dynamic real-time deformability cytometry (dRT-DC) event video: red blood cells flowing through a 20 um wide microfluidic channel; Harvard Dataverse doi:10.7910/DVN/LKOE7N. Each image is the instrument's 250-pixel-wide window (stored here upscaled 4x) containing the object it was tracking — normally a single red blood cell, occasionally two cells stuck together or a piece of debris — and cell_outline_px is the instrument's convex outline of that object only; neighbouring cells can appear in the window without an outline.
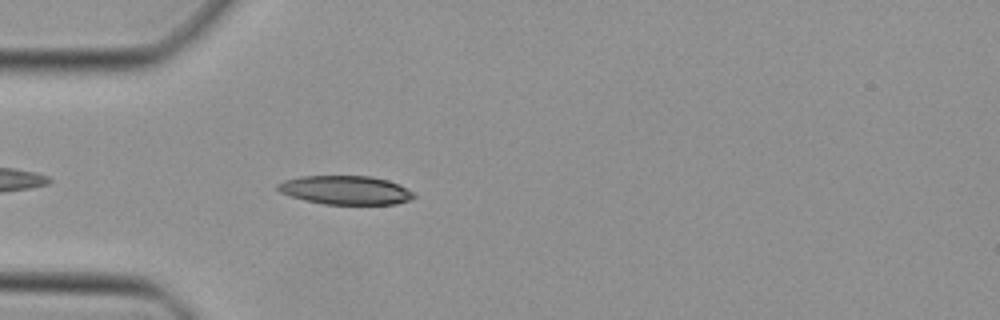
{"species": "Egyptian fruit bat (a non-hibernating species)", "species_latin": "Rousettus aegyptiacus", "temperature_condition": "cold", "stored_images_in_passage": 34, "camera_frame_rate_fps": 3000, "um_per_image_px": 0.085, "animal": {"sex": "female"}, "frame": {"image": 1, "passage_image": 3, "time_ms": 0.667, "image_size_px": [1000, 320], "cell_outline_px": [[416, 196], [408, 200], [396, 204], [324, 204], [304, 200], [280, 192], [276, 188], [276, 184], [284, 180], [300, 176], [372, 176], [388, 180], [400, 184], [412, 192]], "centroid_in_image_um": [29.36, 16.15], "position_along_channel_um": 55.6, "area_um2": 22.83}}
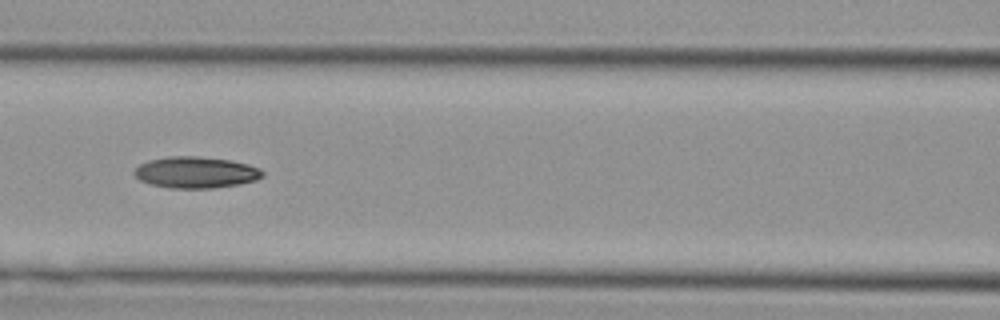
{"frame": {"image": 2, "passage_image": 10, "time_ms": 3.0, "image_size_px": [1000, 320], "cell_outline_px": [[264, 176], [256, 180], [240, 184], [212, 188], [168, 188], [148, 184], [140, 180], [132, 172], [140, 164], [148, 160], [168, 156], [196, 156], [228, 160], [248, 164], [260, 168], [264, 172]], "centroid_in_image_um": [16.63, 14.66], "position_along_channel_um": 150.0, "area_um2": 23.58}}
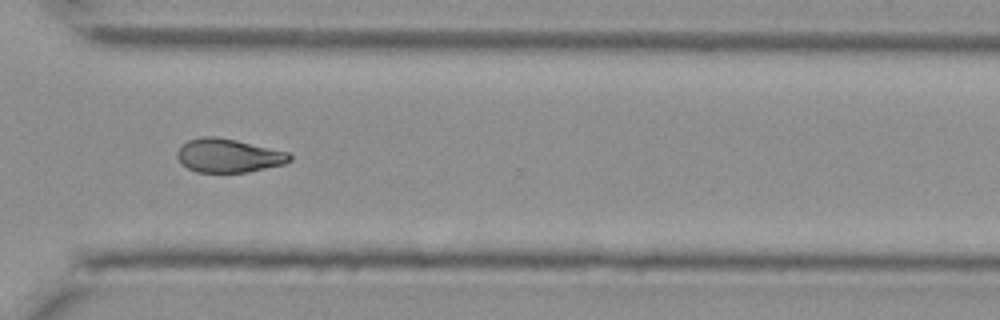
{"frame": {"image": 3, "passage_image": 24, "time_ms": 7.667, "image_size_px": [1000, 320], "cell_outline_px": [[292, 160], [284, 164], [248, 172], [196, 172], [188, 168], [176, 156], [176, 152], [188, 140], [200, 136], [216, 136], [236, 140], [288, 152], [292, 156]], "centroid_in_image_um": [19.43, 13.22], "position_along_channel_um": 351.2, "area_um2": 21.96}}